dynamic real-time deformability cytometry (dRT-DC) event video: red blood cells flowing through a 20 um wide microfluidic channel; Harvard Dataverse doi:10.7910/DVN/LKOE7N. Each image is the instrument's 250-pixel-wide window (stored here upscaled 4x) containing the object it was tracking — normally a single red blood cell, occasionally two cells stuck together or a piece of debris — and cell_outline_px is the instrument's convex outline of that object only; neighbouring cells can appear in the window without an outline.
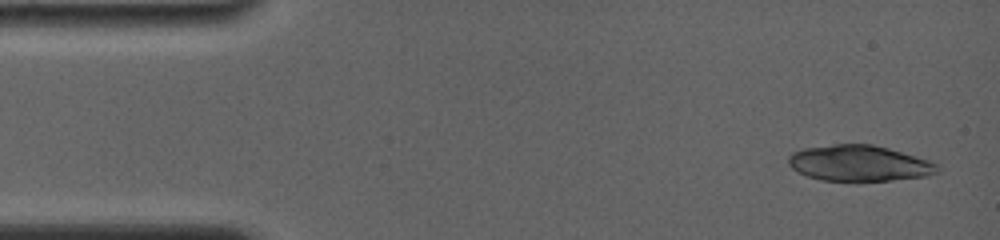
{"species": "common noctule bat (a hibernating species)", "species_latin": "Nyctalus noctula", "temperature_condition": "room temperature", "stored_images_in_passage": 4, "camera_frame_rate_fps": 4000, "um_per_image_px": 0.085, "animal": {"sex": "female", "body_mass_g": 19.0, "forearm_length_mm": 56.7}, "frame": {"image": 1, "passage_image": 1, "time_ms": 0.0, "image_size_px": [1000, 240], "cell_outline_px": [[940, 172], [928, 176], [856, 184], [820, 180], [808, 176], [792, 168], [788, 164], [788, 156], [792, 152], [804, 148], [832, 144], [872, 144], [888, 148], [928, 160], [936, 164], [940, 168]], "centroid_in_image_um": [73.02, 13.92], "position_along_channel_um": 12.0, "area_um2": 32.02}}